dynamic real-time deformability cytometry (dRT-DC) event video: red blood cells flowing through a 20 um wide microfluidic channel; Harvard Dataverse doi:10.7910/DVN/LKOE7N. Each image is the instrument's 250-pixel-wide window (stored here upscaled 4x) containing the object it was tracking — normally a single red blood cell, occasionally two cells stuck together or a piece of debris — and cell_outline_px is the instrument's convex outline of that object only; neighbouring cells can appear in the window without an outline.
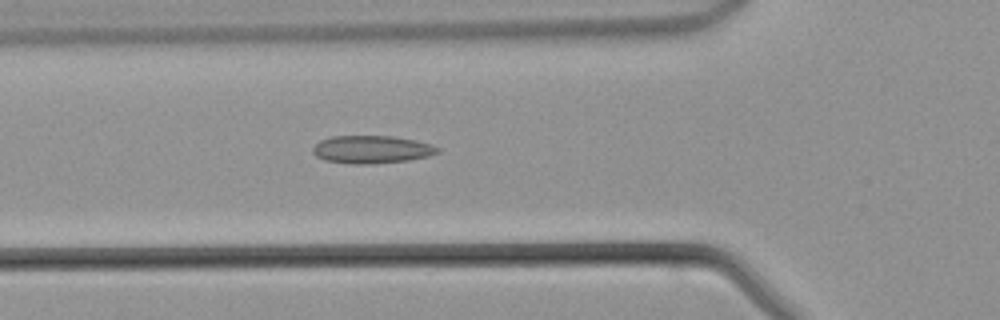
{"species": "common noctule bat (a hibernating species)", "species_latin": "Nyctalus noctula", "temperature_condition": "warm", "stored_images_in_passage": 44, "camera_frame_rate_fps": 3000, "um_per_image_px": 0.085, "animal": {"sex": "male", "body_mass_g": 21.5, "forearm_length_mm": 52.0}, "frame": {"image": 1, "passage_image": 15, "time_ms": 4.667, "image_size_px": [1000, 320], "cell_outline_px": [[440, 152], [428, 156], [408, 160], [368, 164], [352, 164], [324, 160], [316, 156], [312, 152], [312, 148], [320, 140], [332, 136], [392, 136], [416, 140], [432, 144], [440, 148]], "centroid_in_image_um": [31.6, 12.7], "position_along_channel_um": 94.2, "area_um2": 20.29}}
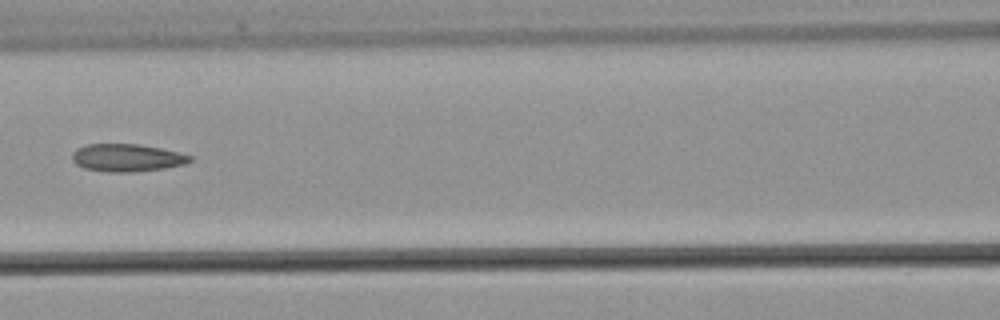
{"frame": {"image": 2, "passage_image": 19, "time_ms": 6.0, "image_size_px": [1000, 320], "cell_outline_px": [[192, 160], [184, 164], [164, 168], [132, 172], [108, 172], [84, 168], [76, 164], [72, 160], [72, 152], [76, 148], [84, 144], [140, 144], [180, 152], [192, 156]], "centroid_in_image_um": [10.77, 13.4], "position_along_channel_um": 155.8, "area_um2": 19.07}}
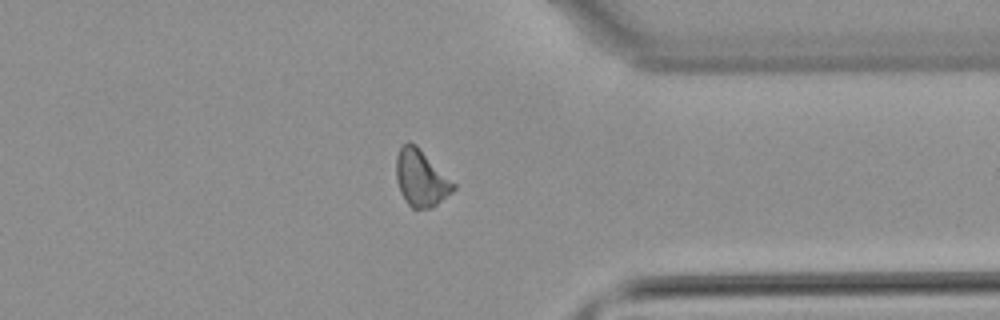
{"frame": {"image": 3, "passage_image": 34, "time_ms": 11.0, "image_size_px": [1000, 320], "cell_outline_px": [[456, 188], [452, 192], [432, 208], [412, 208], [404, 200], [400, 192], [396, 176], [396, 156], [400, 148], [408, 140], [416, 144], [456, 184]], "centroid_in_image_um": [35.78, 15.13], "position_along_channel_um": 375.6, "area_um2": 18.9}}